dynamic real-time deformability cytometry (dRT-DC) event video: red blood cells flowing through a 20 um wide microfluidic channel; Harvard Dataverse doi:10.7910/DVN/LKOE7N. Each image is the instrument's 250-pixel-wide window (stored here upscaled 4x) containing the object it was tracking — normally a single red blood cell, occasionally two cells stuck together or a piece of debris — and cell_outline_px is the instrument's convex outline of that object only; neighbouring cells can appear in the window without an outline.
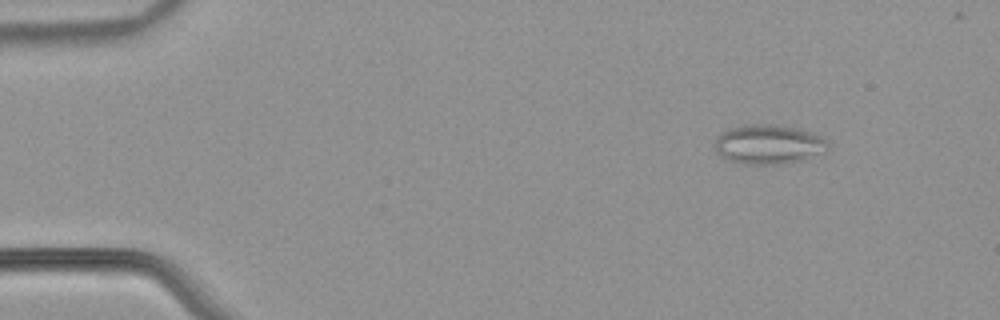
{"species": "common noctule bat (a hibernating species)", "species_latin": "Nyctalus noctula", "temperature_condition": "warm", "stored_images_in_passage": 48, "camera_frame_rate_fps": 3000, "um_per_image_px": 0.085, "animal": {"sex": "male", "body_mass_g": 21.5, "forearm_length_mm": 52.0}, "frame": {"image": 1, "passage_image": 1, "time_ms": 0.0, "image_size_px": [1000, 320], "cell_outline_px": [[828, 148], [824, 152], [800, 160], [784, 164], [740, 164], [728, 160], [720, 156], [716, 152], [716, 136], [728, 128], [744, 124], [776, 124], [796, 128], [812, 132], [820, 136], [828, 144]], "centroid_in_image_um": [65.28, 12.26], "position_along_channel_um": 19.7, "area_um2": 26.13}}
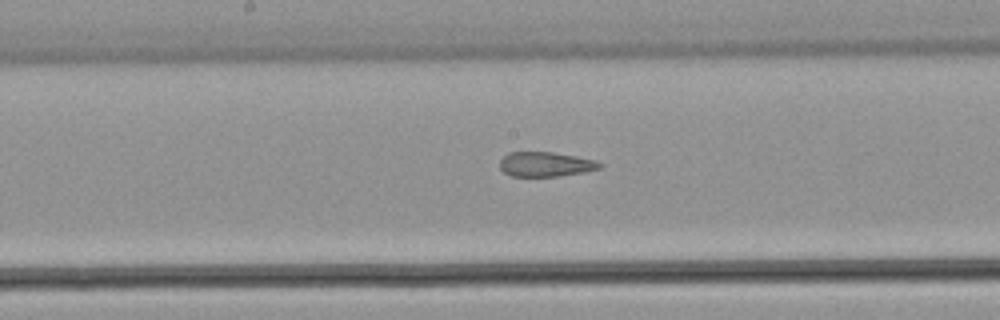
{"frame": {"image": 2, "passage_image": 23, "time_ms": 7.333, "image_size_px": [1000, 320], "cell_outline_px": [[604, 164], [600, 168], [584, 172], [560, 176], [512, 176], [504, 172], [500, 168], [500, 160], [508, 152], [552, 152], [576, 156], [596, 160]], "centroid_in_image_um": [46.39, 13.96], "position_along_channel_um": 201.8, "area_um2": 14.39}}
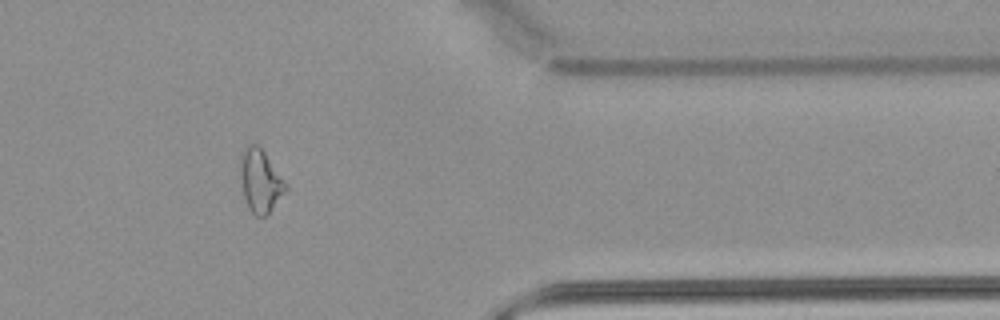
{"frame": {"image": 3, "passage_image": 39, "time_ms": 12.667, "image_size_px": [1000, 320], "cell_outline_px": [[288, 188], [268, 212], [264, 216], [256, 216], [248, 208], [244, 196], [240, 176], [240, 160], [248, 144], [256, 144], [264, 152], [288, 184]], "centroid_in_image_um": [22.13, 15.37], "position_along_channel_um": 389.3, "area_um2": 16.24}, "authors_computed_cell_mechanics": {"area_um2": 16.8776, "velocity_mm_per_s": 3.8446, "shape_relaxation_time_tau1_ms": null, "shape_relaxation_time_tau2_ms": 1.9681, "deformation_change_tau1": null, "deformation_change_tau2": 0.1116}}